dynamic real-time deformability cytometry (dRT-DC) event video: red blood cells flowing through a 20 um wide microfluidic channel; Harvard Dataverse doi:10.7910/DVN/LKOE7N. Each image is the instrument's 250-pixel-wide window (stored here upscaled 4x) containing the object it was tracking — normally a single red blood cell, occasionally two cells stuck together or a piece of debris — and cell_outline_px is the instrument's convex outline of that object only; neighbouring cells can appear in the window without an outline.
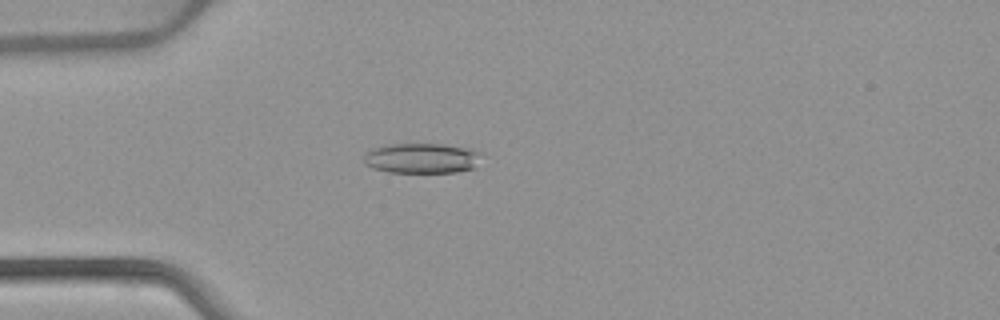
{"species": "common noctule bat (a hibernating species)", "species_latin": "Nyctalus noctula", "temperature_condition": "warm", "stored_images_in_passage": 53, "camera_frame_rate_fps": 3000, "um_per_image_px": 0.085, "animal": {"sex": "female", "body_mass_g": 22.7, "forearm_length_mm": 54.2}, "frame": {"image": 1, "passage_image": 15, "time_ms": 4.667, "image_size_px": [1000, 320], "cell_outline_px": [[484, 152], [476, 168], [456, 172], [388, 172], [372, 168], [364, 164], [364, 156], [372, 148], [388, 144], [444, 144], [472, 148]], "centroid_in_image_um": [35.92, 13.44], "position_along_channel_um": 49.1, "area_um2": 21.1}}
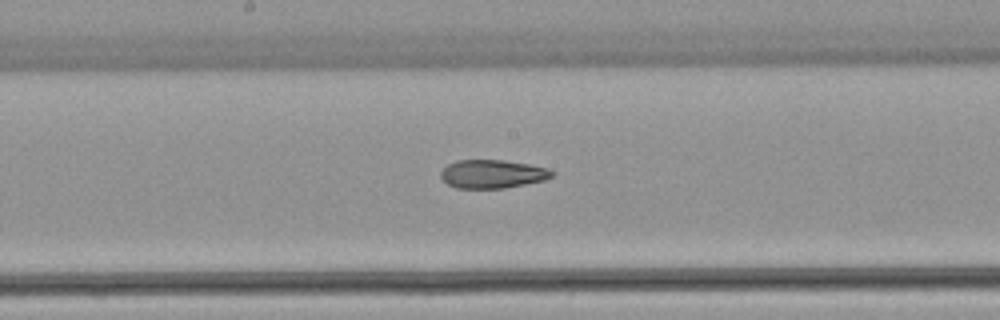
{"frame": {"image": 2, "passage_image": 28, "time_ms": 9.0, "image_size_px": [1000, 320], "cell_outline_px": [[556, 172], [552, 176], [544, 180], [504, 188], [456, 188], [448, 184], [440, 176], [440, 172], [448, 164], [456, 160], [504, 160], [528, 164], [548, 168]], "centroid_in_image_um": [41.86, 14.78], "position_along_channel_um": 206.3, "area_um2": 18.38}}
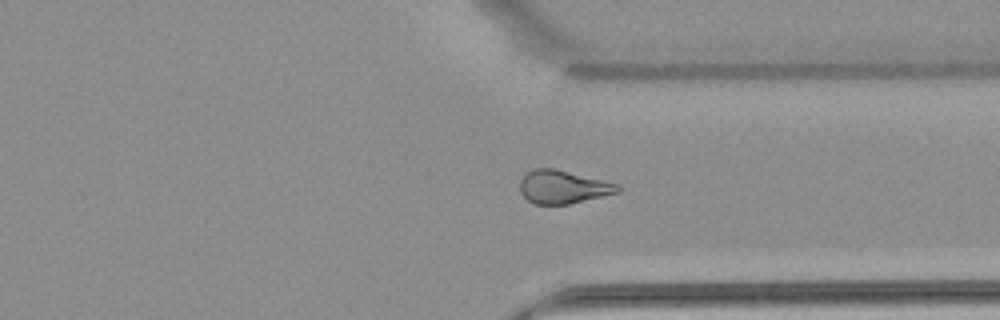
{"frame": {"image": 3, "passage_image": 40, "time_ms": 13.0, "image_size_px": [1000, 320], "cell_outline_px": [[620, 192], [568, 204], [532, 204], [520, 192], [520, 180], [528, 172], [536, 168], [556, 168], [620, 184]], "centroid_in_image_um": [47.87, 15.88], "position_along_channel_um": 363.5, "area_um2": 18.96}, "authors_computed_cell_mechanics": {"area_um2": 20.4612, "velocity_mm_per_s": 3.9275, "shape_relaxation_time_tau1_ms": null, "shape_relaxation_time_tau2_ms": 3.4824, "deformation_change_tau1": null, "deformation_change_tau2": 0.1168}}